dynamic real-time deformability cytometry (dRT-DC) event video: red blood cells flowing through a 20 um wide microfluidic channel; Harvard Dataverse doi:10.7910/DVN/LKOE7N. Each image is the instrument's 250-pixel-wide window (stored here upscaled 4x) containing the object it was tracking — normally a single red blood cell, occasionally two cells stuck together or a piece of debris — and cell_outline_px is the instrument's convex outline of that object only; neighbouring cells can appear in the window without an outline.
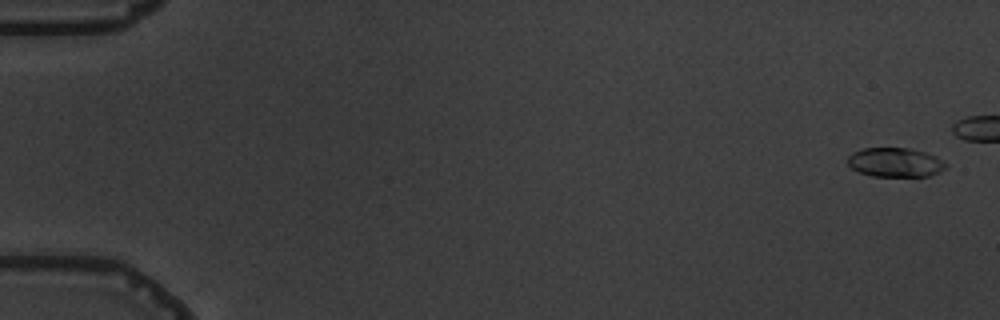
{"species": "common noctule bat (a hibernating species)", "species_latin": "Nyctalus noctula", "temperature_condition": "warm", "stored_images_in_passage": 7, "camera_frame_rate_fps": 3000, "um_per_image_px": 0.085, "animal": {"sex": "male", "body_mass_g": 19.5, "forearm_length_mm": 54.6}, "frame": {"image": 1, "passage_image": 1, "time_ms": 0.0, "image_size_px": [1000, 320], "cell_outline_px": [[948, 164], [944, 168], [932, 176], [872, 176], [860, 172], [852, 168], [848, 164], [848, 156], [852, 152], [864, 148], [908, 148], [924, 152], [936, 156]], "centroid_in_image_um": [76.09, 13.8], "position_along_channel_um": 8.9, "area_um2": 16.65}}